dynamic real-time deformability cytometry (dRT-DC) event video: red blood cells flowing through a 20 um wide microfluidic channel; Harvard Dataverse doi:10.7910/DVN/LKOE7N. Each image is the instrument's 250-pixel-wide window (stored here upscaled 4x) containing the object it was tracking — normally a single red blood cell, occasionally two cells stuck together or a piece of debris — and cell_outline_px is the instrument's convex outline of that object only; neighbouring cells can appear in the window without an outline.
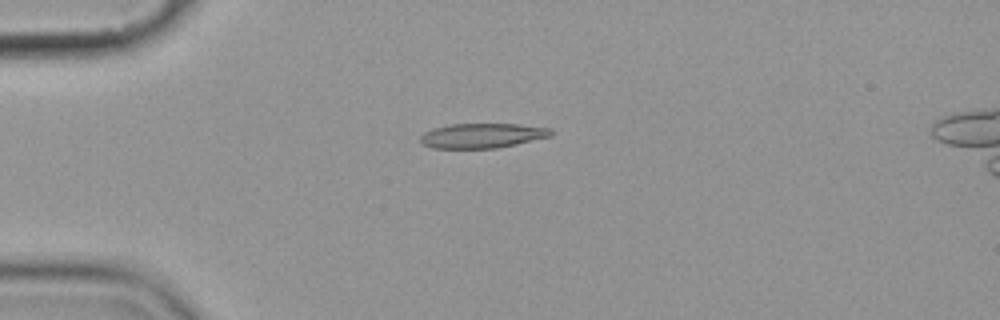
{"species": "common noctule bat (a hibernating species)", "species_latin": "Nyctalus noctula", "temperature_condition": "cold", "stored_images_in_passage": 7, "camera_frame_rate_fps": 3000, "um_per_image_px": 0.085, "animal": {"sex": "female", "body_mass_g": 19.9}, "frame": {"image": 1, "passage_image": 4, "time_ms": 4.333, "image_size_px": [1000, 320], "cell_outline_px": [[552, 136], [516, 144], [496, 148], [432, 148], [420, 144], [420, 136], [424, 132], [432, 128], [448, 124], [516, 124], [552, 128]], "centroid_in_image_um": [40.95, 11.53], "position_along_channel_um": 44.0, "area_um2": 18.96}}
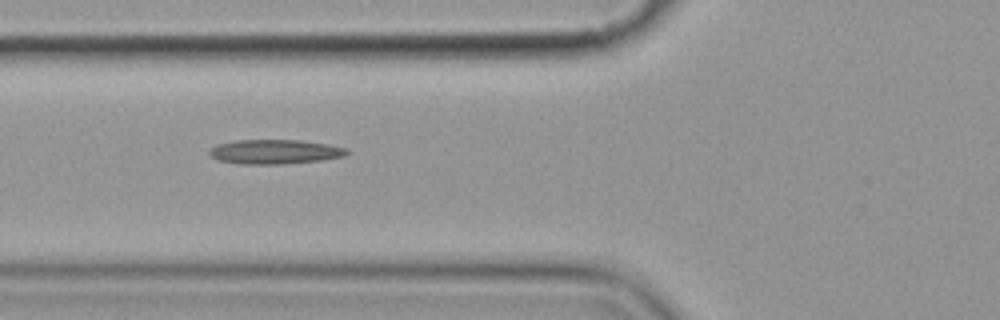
{"frame": {"image": 2, "passage_image": 6, "time_ms": 6.667, "image_size_px": [1000, 320], "cell_outline_px": [[352, 152], [344, 156], [320, 160], [284, 164], [236, 164], [216, 160], [208, 152], [208, 148], [216, 144], [236, 140], [300, 140], [328, 144], [348, 148]], "centroid_in_image_um": [23.34, 12.9], "position_along_channel_um": 102.5, "area_um2": 19.88}}
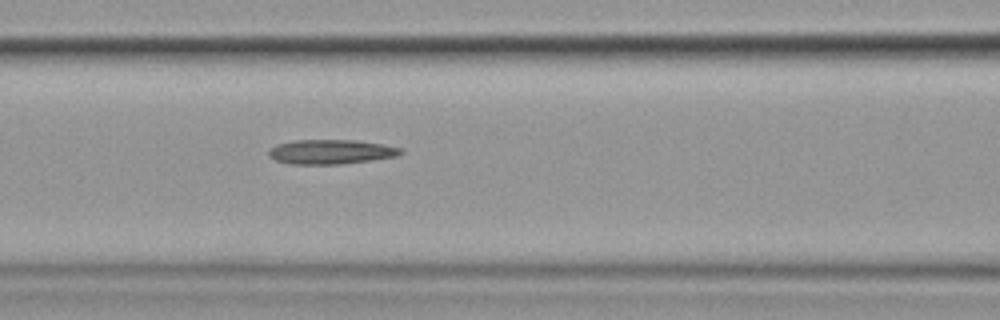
{"frame": {"image": 3, "passage_image": 7, "time_ms": 7.667, "image_size_px": [1000, 320], "cell_outline_px": [[404, 152], [396, 156], [372, 160], [340, 164], [288, 164], [276, 160], [268, 156], [268, 152], [276, 144], [292, 140], [356, 140], [384, 144], [400, 148]], "centroid_in_image_um": [28.11, 12.9], "position_along_channel_um": 138.5, "area_um2": 18.9}}